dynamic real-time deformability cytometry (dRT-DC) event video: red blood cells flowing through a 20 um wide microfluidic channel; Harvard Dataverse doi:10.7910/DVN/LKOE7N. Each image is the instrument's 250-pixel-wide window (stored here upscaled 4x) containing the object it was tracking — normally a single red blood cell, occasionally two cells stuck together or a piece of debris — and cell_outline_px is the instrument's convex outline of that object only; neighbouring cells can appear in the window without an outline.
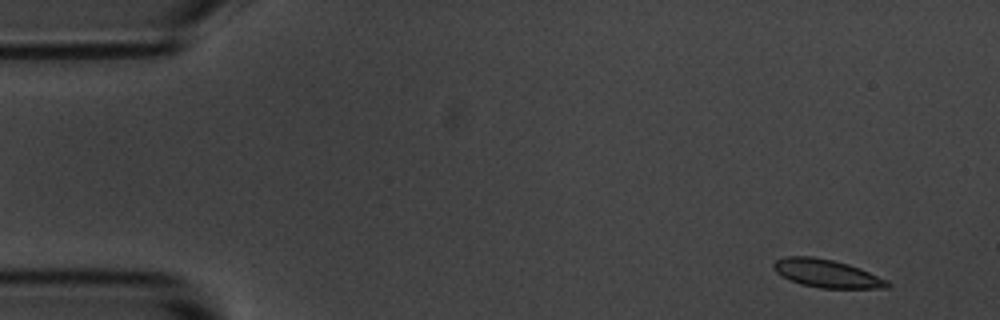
{"species": "common noctule bat (a hibernating species)", "species_latin": "Nyctalus noctula", "temperature_condition": "room temperature", "stored_images_in_passage": 5, "camera_frame_rate_fps": 3000, "um_per_image_px": 0.085, "animal": {"sex": "male", "body_mass_g": 20.1, "forearm_length_mm": 53.5}, "frame": {"image": 1, "passage_image": 1, "time_ms": 0.0, "image_size_px": [1000, 320], "cell_outline_px": [[892, 284], [888, 288], [820, 288], [800, 284], [788, 280], [776, 272], [772, 268], [772, 264], [776, 260], [784, 256], [812, 256], [832, 260], [848, 264], [860, 268], [888, 280]], "centroid_in_image_um": [70.26, 23.24], "position_along_channel_um": 14.7, "area_um2": 18.79}}
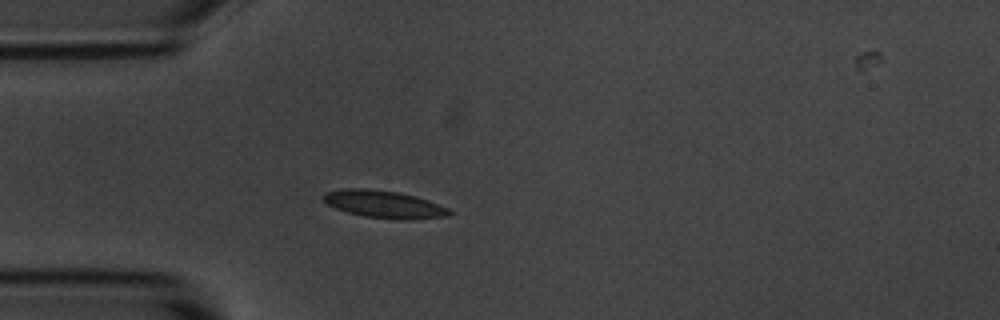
{"frame": {"image": 2, "passage_image": 4, "time_ms": 3.667, "image_size_px": [1000, 320], "cell_outline_px": [[452, 212], [448, 216], [412, 220], [400, 220], [364, 216], [348, 212], [336, 208], [320, 200], [320, 196], [324, 192], [344, 188], [368, 188], [400, 192], [428, 200], [448, 208]], "centroid_in_image_um": [32.6, 17.35], "position_along_channel_um": 52.4, "area_um2": 20.4}}